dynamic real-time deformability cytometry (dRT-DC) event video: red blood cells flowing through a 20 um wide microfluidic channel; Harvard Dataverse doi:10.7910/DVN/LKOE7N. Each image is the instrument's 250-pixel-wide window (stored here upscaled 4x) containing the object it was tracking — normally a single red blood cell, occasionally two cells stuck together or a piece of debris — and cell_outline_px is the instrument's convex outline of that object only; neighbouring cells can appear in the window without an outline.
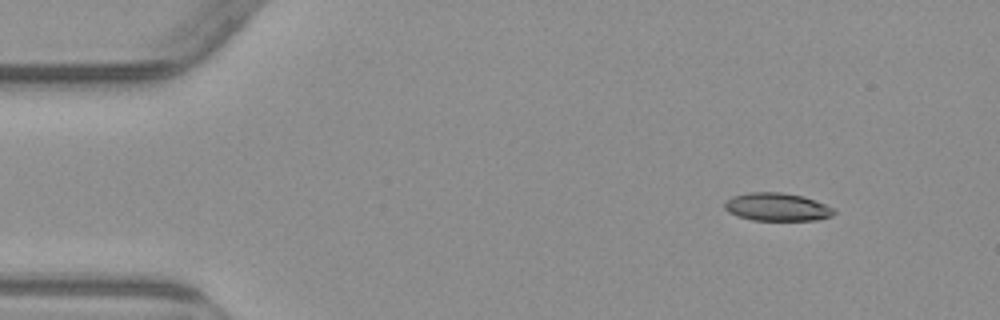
{"species": "common noctule bat (a hibernating species)", "species_latin": "Nyctalus noctula", "temperature_condition": "warm", "stored_images_in_passage": 6, "camera_frame_rate_fps": 3000, "um_per_image_px": 0.085, "animal": {"sex": "male", "body_mass_g": 23.1, "forearm_length_mm": 52.7}, "frame": {"image": 1, "passage_image": 1, "time_ms": 0.0, "image_size_px": [1000, 320], "cell_outline_px": [[836, 212], [832, 216], [820, 220], [752, 220], [736, 216], [728, 212], [724, 208], [724, 200], [732, 196], [748, 192], [780, 192], [804, 196], [824, 204], [832, 208]], "centroid_in_image_um": [66.01, 17.59], "position_along_channel_um": 19.0, "area_um2": 18.03}}
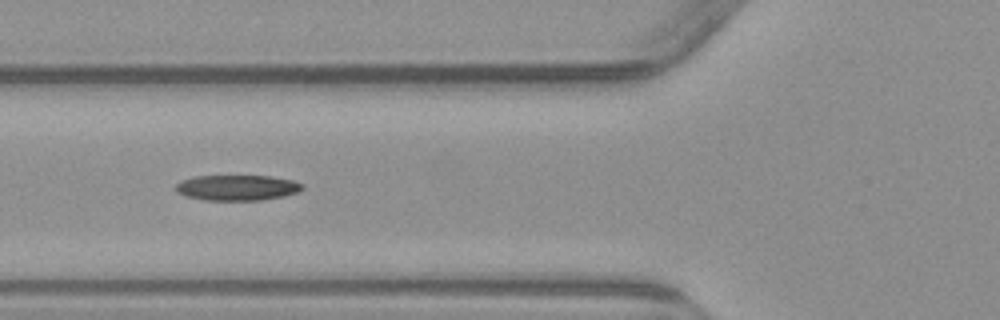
{"frame": {"image": 2, "passage_image": 5, "time_ms": 4.667, "image_size_px": [1000, 320], "cell_outline_px": [[304, 188], [296, 192], [284, 196], [260, 200], [204, 200], [184, 196], [176, 192], [176, 184], [180, 180], [192, 176], [272, 176], [296, 180], [304, 184]], "centroid_in_image_um": [20.15, 15.94], "position_along_channel_um": 105.6, "area_um2": 19.07}}
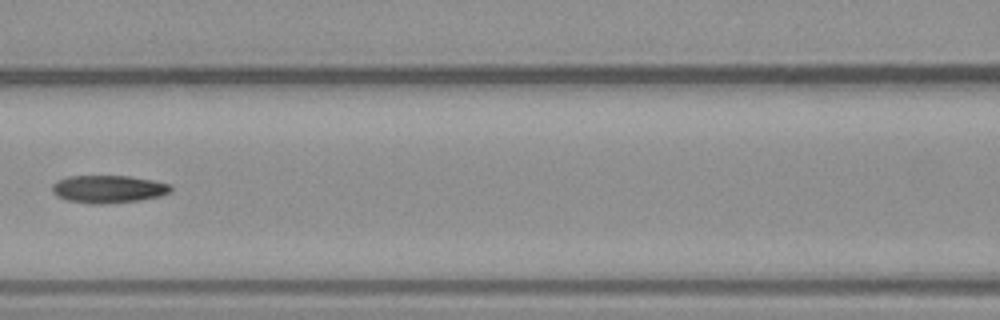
{"frame": {"image": 3, "passage_image": 6, "time_ms": 6.0, "image_size_px": [1000, 320], "cell_outline_px": [[172, 188], [168, 192], [160, 196], [140, 200], [104, 204], [92, 204], [68, 200], [56, 196], [52, 192], [52, 184], [56, 180], [68, 176], [128, 176], [152, 180], [172, 184]], "centroid_in_image_um": [9.18, 16.07], "position_along_channel_um": 157.4, "area_um2": 19.19}}